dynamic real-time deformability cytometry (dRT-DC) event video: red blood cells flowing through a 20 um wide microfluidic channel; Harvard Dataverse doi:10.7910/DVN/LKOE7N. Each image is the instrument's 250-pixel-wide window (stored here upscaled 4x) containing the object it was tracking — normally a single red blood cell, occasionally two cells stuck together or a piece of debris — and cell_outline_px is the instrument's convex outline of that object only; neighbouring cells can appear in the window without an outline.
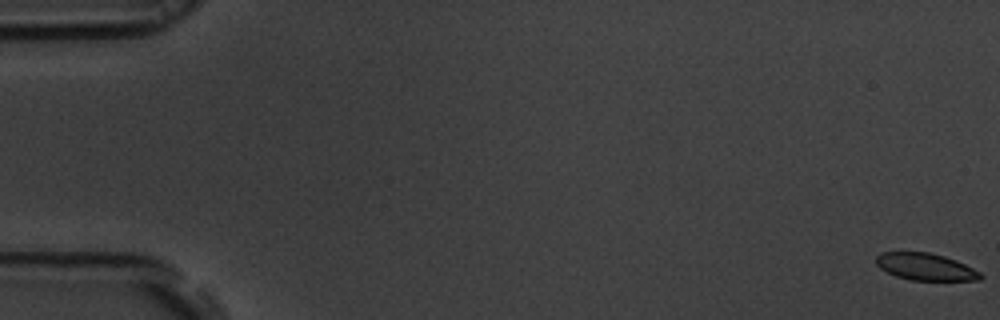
{"species": "common noctule bat (a hibernating species)", "species_latin": "Nyctalus noctula", "temperature_condition": "room temperature", "stored_images_in_passage": 58, "camera_frame_rate_fps": 3000, "um_per_image_px": 0.085, "animal": {"sex": "male", "body_mass_g": 19.5, "forearm_length_mm": 54.6}, "frame": {"image": 1, "passage_image": 1, "time_ms": 0.0, "image_size_px": [1000, 320], "cell_outline_px": [[984, 276], [980, 280], [912, 280], [896, 276], [880, 268], [876, 264], [876, 256], [880, 252], [928, 252], [944, 256], [956, 260], [980, 272]], "centroid_in_image_um": [78.66, 22.67], "position_along_channel_um": 6.3, "area_um2": 16.36}}
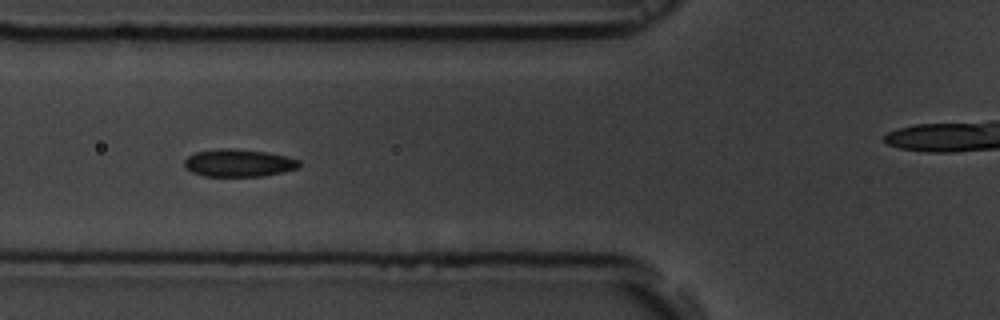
{"frame": {"image": 2, "passage_image": 22, "time_ms": 7.0, "image_size_px": [1000, 320], "cell_outline_px": [[300, 168], [284, 172], [264, 176], [204, 176], [192, 172], [184, 168], [184, 160], [188, 156], [196, 152], [220, 148], [232, 148], [268, 152], [300, 160]], "centroid_in_image_um": [20.29, 13.85], "position_along_channel_um": 105.5, "area_um2": 18.61}}
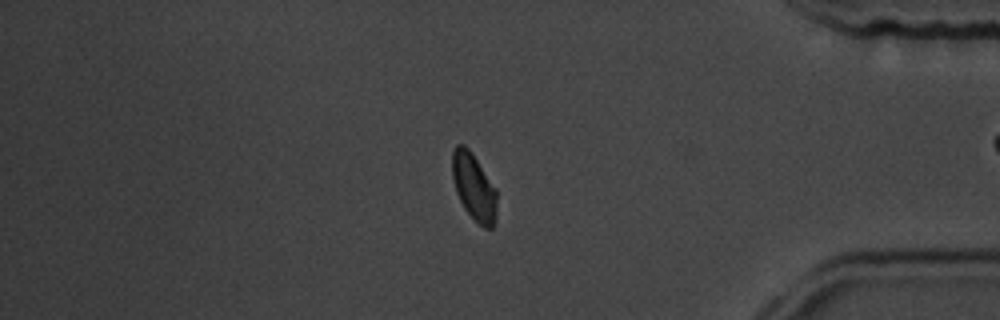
{"frame": {"image": 3, "passage_image": 48, "time_ms": 15.667, "image_size_px": [1000, 320], "cell_outline_px": [[496, 220], [492, 228], [484, 228], [464, 208], [456, 192], [452, 176], [452, 152], [456, 144], [464, 144], [472, 152], [496, 188]], "centroid_in_image_um": [40.28, 15.86], "position_along_channel_um": 394.9, "area_um2": 17.4}, "authors_computed_cell_mechanics": {"area_um2": 17.7446, "velocity_mm_per_s": 3.6709, "shape_relaxation_time_tau1_ms": 2.3388, "shape_relaxation_time_tau2_ms": 2.5042, "deformation_change_tau1": 0.0917, "deformation_change_tau2": 0.0698}}